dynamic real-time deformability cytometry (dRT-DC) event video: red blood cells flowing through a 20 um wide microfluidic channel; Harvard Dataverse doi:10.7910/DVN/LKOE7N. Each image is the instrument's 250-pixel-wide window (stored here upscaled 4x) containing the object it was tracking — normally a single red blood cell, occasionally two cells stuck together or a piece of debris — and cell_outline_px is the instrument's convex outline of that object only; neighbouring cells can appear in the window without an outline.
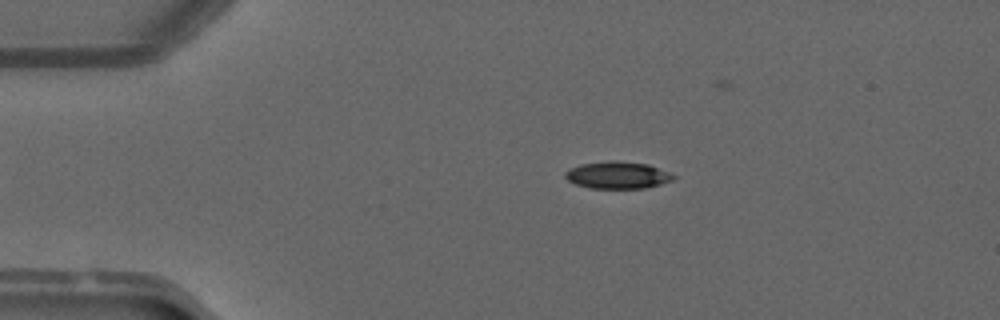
{"species": "common noctule bat (a hibernating species)", "species_latin": "Nyctalus noctula", "temperature_condition": "warm", "stored_images_in_passage": 49, "camera_frame_rate_fps": 3000, "um_per_image_px": 0.085, "animal": {"sex": "male", "forearm_length_mm": 52.5}, "frame": {"image": 1, "passage_image": 9, "time_ms": 2.667, "image_size_px": [1000, 320], "cell_outline_px": [[676, 176], [672, 180], [660, 184], [644, 188], [588, 188], [576, 184], [568, 180], [564, 176], [564, 172], [580, 164], [612, 160], [616, 160], [648, 164], [668, 172]], "centroid_in_image_um": [52.47, 14.88], "position_along_channel_um": 32.5, "area_um2": 16.99}}
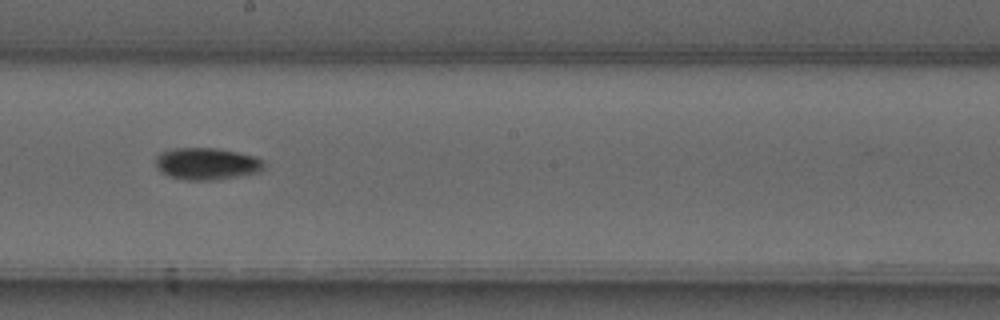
{"frame": {"image": 2, "passage_image": 27, "time_ms": 8.667, "image_size_px": [1000, 320], "cell_outline_px": [[264, 168], [260, 172], [216, 180], [184, 180], [168, 176], [160, 172], [156, 168], [156, 156], [160, 152], [172, 148], [216, 148], [256, 156], [264, 160]], "centroid_in_image_um": [17.56, 13.92], "position_along_channel_um": 230.6, "area_um2": 20.46}}
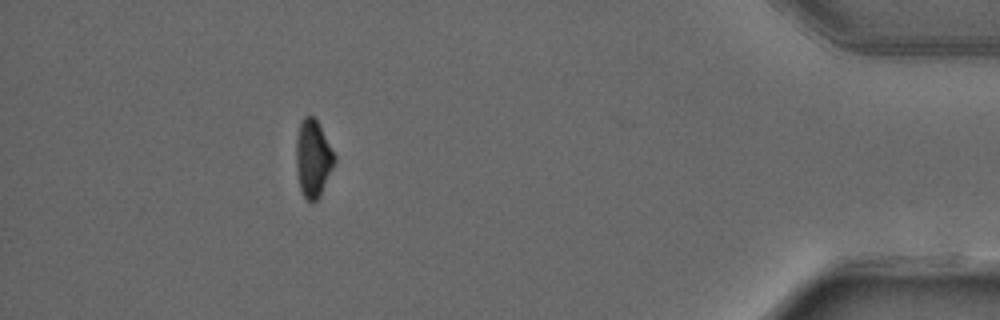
{"frame": {"image": 3, "passage_image": 44, "time_ms": 14.333, "image_size_px": [1000, 320], "cell_outline_px": [[336, 160], [320, 196], [312, 204], [300, 192], [296, 172], [296, 136], [300, 124], [304, 116], [312, 116], [316, 120], [336, 156]], "centroid_in_image_um": [26.59, 13.51], "position_along_channel_um": 408.6, "area_um2": 17.28}, "authors_computed_cell_mechanics": {"area_um2": 17.8024, "velocity_mm_per_s": 4.1133, "shape_relaxation_time_tau1_ms": 7.3534, "shape_relaxation_time_tau2_ms": 9.1359, "deformation_change_tau1": 0.2093, "deformation_change_tau2": 0.1118}}